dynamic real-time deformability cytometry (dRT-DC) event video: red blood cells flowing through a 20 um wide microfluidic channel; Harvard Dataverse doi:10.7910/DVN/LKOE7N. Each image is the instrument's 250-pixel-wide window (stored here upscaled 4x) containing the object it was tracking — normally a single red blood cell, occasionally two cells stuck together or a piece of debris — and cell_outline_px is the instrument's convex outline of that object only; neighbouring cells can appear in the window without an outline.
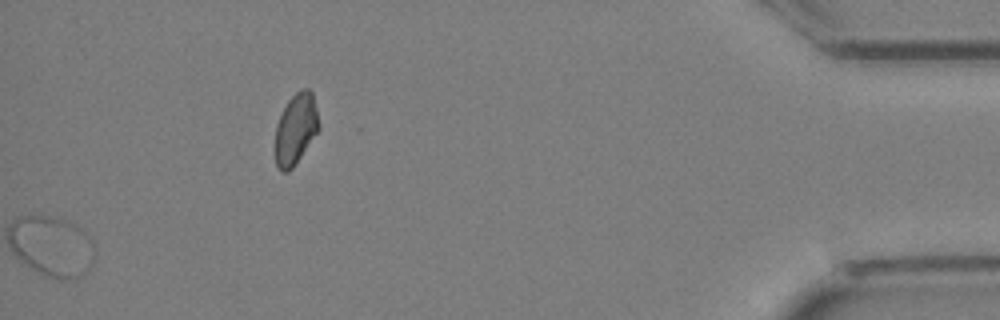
{"species": "Egyptian fruit bat (a non-hibernating species)", "species_latin": "Rousettus aegyptiacus", "temperature_condition": "cold", "stored_images_in_passage": 33, "segment_of_instrument_passage": [2, 2], "camera_frame_rate_fps": 3000, "um_per_image_px": 0.085, "animal": {"sex": "female"}, "frame": {"image": 1, "passage_image": 33, "time_ms": 10.667, "image_size_px": [1000, 320], "cell_outline_px": [[320, 128], [292, 168], [288, 172], [280, 172], [276, 164], [276, 124], [288, 100], [300, 88], [308, 88], [312, 92], [316, 108]], "centroid_in_image_um": [25.14, 10.95], "position_along_channel_um": 410.1, "area_um2": 17.8}}